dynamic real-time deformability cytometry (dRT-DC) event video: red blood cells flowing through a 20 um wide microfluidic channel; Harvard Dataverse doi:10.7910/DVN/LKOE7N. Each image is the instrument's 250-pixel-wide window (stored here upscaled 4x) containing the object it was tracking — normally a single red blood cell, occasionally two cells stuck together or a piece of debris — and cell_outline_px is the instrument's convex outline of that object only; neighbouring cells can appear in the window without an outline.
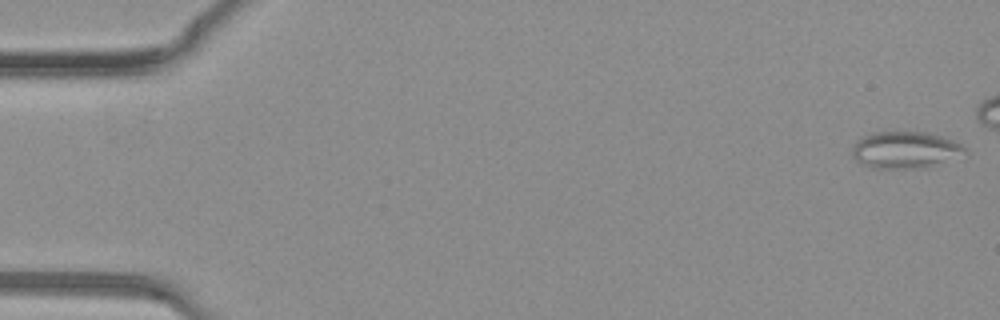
{"species": "common noctule bat (a hibernating species)", "species_latin": "Nyctalus noctula", "temperature_condition": "warm", "stored_images_in_passage": 8, "camera_frame_rate_fps": 3000, "um_per_image_px": 0.085, "animal": {"sex": "female", "body_mass_g": 19.3, "forearm_length_mm": 54.1}, "frame": {"image": 1, "passage_image": 1, "time_ms": 0.0, "image_size_px": [1000, 320], "cell_outline_px": [[968, 152], [924, 168], [872, 168], [856, 160], [852, 156], [852, 148], [856, 140], [860, 136], [872, 132], [928, 132], [952, 140], [960, 144]], "centroid_in_image_um": [76.87, 12.73], "position_along_channel_um": 8.1, "area_um2": 23.99}}